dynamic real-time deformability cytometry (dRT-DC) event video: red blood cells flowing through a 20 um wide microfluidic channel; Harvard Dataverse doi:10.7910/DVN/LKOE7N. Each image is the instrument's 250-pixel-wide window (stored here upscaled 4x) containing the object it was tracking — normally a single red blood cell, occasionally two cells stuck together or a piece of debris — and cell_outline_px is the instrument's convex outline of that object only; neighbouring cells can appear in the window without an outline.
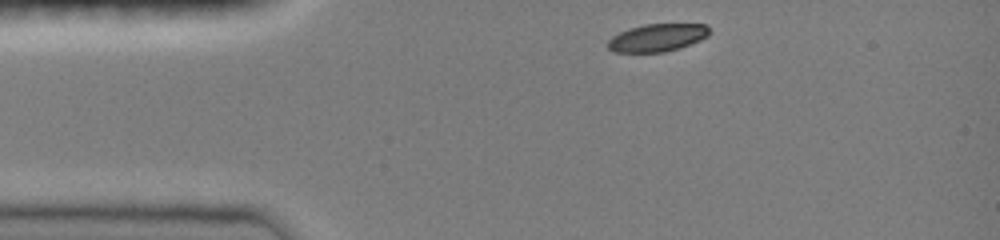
{"species": "common noctule bat (a hibernating species)", "species_latin": "Nyctalus noctula", "temperature_condition": "room temperature", "stored_images_in_passage": 8, "camera_frame_rate_fps": 3000, "um_per_image_px": 0.085, "animal": {"sex": "female", "body_mass_g": 19.0, "forearm_length_mm": 51.5}, "frame": {"image": 1, "passage_image": 1, "time_ms": 0.0, "image_size_px": [1000, 240], "cell_outline_px": [[708, 36], [700, 40], [680, 48], [664, 52], [612, 52], [608, 48], [608, 40], [612, 36], [628, 28], [644, 24], [708, 24]], "centroid_in_image_um": [55.85, 3.2], "position_along_channel_um": 29.2, "area_um2": 16.42}}
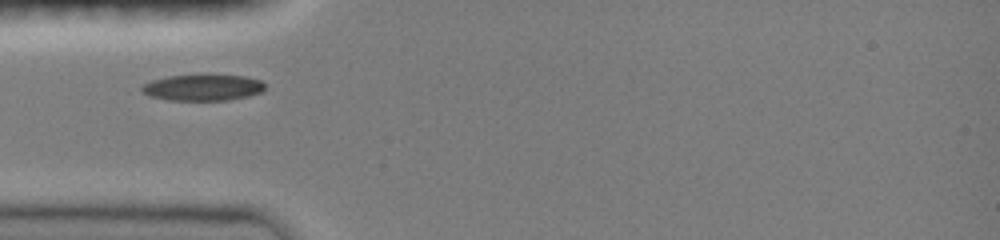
{"frame": {"image": 2, "passage_image": 6, "time_ms": 1.667, "image_size_px": [1000, 240], "cell_outline_px": [[264, 88], [260, 92], [248, 96], [228, 100], [168, 100], [148, 96], [140, 88], [144, 84], [152, 80], [168, 76], [200, 72], [244, 76], [260, 80], [264, 84]], "centroid_in_image_um": [17.22, 7.4], "position_along_channel_um": 67.8, "area_um2": 19.48}}